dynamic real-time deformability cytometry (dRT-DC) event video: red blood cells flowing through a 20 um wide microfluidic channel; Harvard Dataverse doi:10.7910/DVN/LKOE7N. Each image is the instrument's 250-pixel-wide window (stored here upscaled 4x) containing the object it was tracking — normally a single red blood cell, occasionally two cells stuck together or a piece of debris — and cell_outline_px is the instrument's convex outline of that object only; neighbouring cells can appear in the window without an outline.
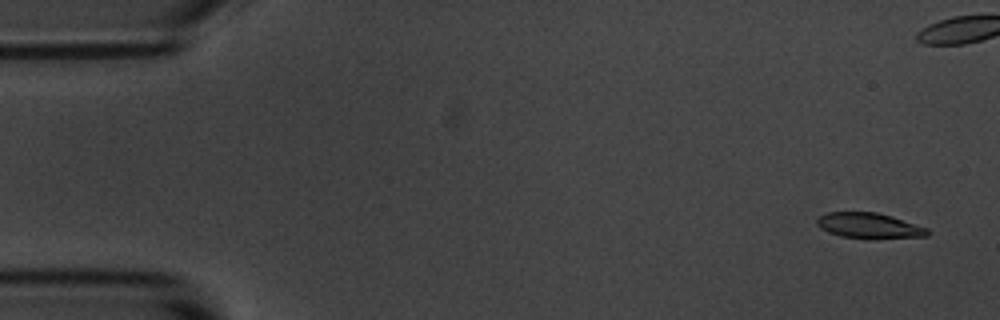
{"species": "common noctule bat (a hibernating species)", "species_latin": "Nyctalus noctula", "temperature_condition": "room temperature", "stored_images_in_passage": 7, "camera_frame_rate_fps": 3000, "um_per_image_px": 0.085, "animal": {"sex": "male", "body_mass_g": 20.1, "forearm_length_mm": 53.5}, "frame": {"image": 1, "passage_image": 1, "time_ms": 0.0, "image_size_px": [1000, 320], "cell_outline_px": [[928, 236], [868, 240], [840, 236], [828, 232], [820, 228], [816, 224], [816, 220], [820, 216], [828, 212], [876, 212], [892, 216], [928, 228]], "centroid_in_image_um": [73.87, 19.2], "position_along_channel_um": 11.1, "area_um2": 16.76}}